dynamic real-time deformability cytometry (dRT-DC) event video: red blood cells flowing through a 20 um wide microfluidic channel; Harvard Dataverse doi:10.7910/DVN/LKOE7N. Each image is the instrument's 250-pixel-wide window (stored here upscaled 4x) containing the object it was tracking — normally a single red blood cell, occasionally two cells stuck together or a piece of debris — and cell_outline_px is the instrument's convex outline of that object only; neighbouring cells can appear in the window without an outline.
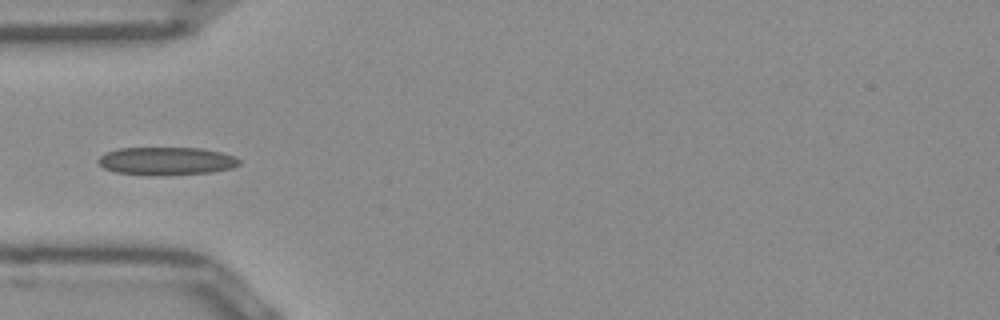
{"species": "Egyptian fruit bat (a non-hibernating species)", "species_latin": "Rousettus aegyptiacus", "temperature_condition": "room temperature", "stored_images_in_passage": 36, "camera_frame_rate_fps": 3000, "um_per_image_px": 0.085, "frame": {"image": 1, "passage_image": 1, "time_ms": 0.0, "image_size_px": [1000, 320], "cell_outline_px": [[240, 164], [232, 168], [208, 172], [156, 176], [152, 176], [116, 172], [104, 168], [96, 160], [104, 152], [120, 148], [200, 148], [220, 152], [236, 156], [240, 160]], "centroid_in_image_um": [14.12, 13.69], "position_along_channel_um": 70.9, "area_um2": 23.06}}
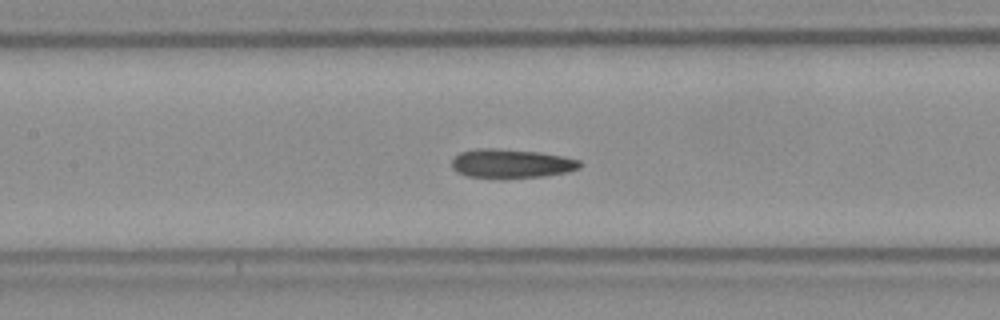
{"frame": {"image": 2, "passage_image": 8, "time_ms": 2.333, "image_size_px": [1000, 320], "cell_outline_px": [[584, 164], [580, 168], [568, 172], [544, 176], [500, 180], [468, 176], [456, 172], [452, 168], [452, 160], [460, 152], [476, 148], [492, 148], [540, 152], [564, 156], [580, 160]], "centroid_in_image_um": [43.48, 13.93], "position_along_channel_um": 163.9, "area_um2": 22.31}}
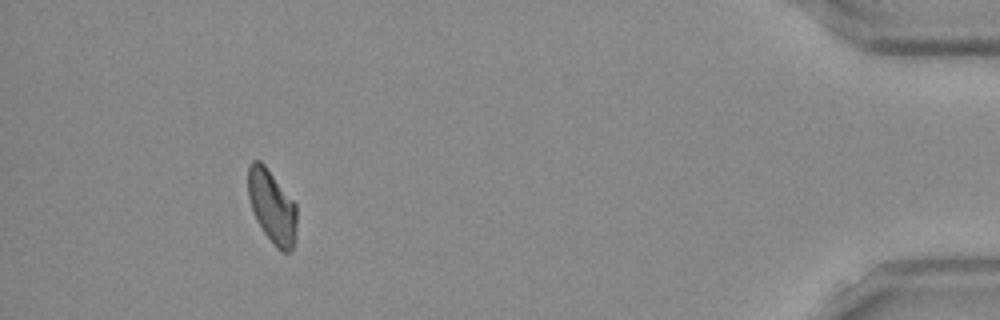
{"frame": {"image": 3, "passage_image": 32, "time_ms": 10.333, "image_size_px": [1000, 320], "cell_outline_px": [[296, 228], [292, 248], [288, 252], [280, 252], [276, 248], [264, 232], [256, 220], [248, 196], [248, 164], [252, 160], [260, 160], [264, 164], [296, 204]], "centroid_in_image_um": [23.1, 17.54], "position_along_channel_um": 412.1, "area_um2": 20.63}}